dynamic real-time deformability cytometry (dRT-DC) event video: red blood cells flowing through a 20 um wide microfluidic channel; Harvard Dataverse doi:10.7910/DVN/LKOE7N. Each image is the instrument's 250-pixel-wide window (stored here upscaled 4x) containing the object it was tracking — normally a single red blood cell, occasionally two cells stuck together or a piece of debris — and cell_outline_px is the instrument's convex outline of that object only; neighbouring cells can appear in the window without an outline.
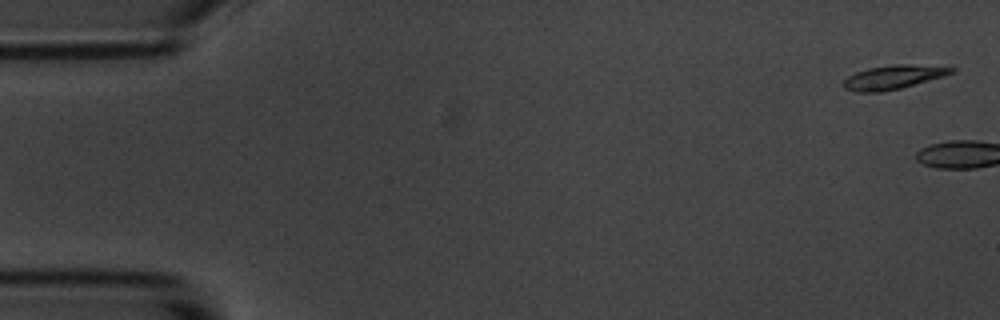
{"species": "common noctule bat (a hibernating species)", "species_latin": "Nyctalus noctula", "temperature_condition": "room temperature", "stored_images_in_passage": 6, "camera_frame_rate_fps": 3000, "um_per_image_px": 0.085, "animal": {"sex": "male", "body_mass_g": 20.1, "forearm_length_mm": 53.5}, "frame": {"image": 1, "passage_image": 1, "time_ms": 0.0, "image_size_px": [1000, 320], "cell_outline_px": [[956, 72], [944, 76], [900, 88], [880, 92], [860, 92], [844, 88], [844, 80], [848, 76], [856, 72], [868, 68], [896, 64], [912, 64], [956, 68]], "centroid_in_image_um": [75.95, 6.55], "position_along_channel_um": 9.0, "area_um2": 14.85}}
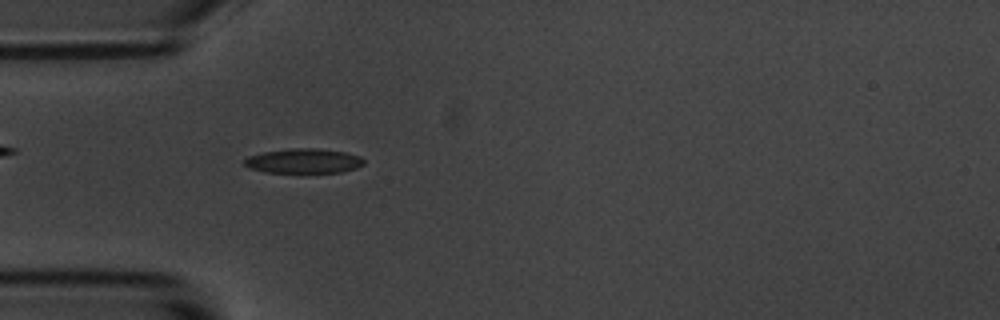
{"frame": {"image": 2, "passage_image": 6, "time_ms": 6.0, "image_size_px": [1000, 320], "cell_outline_px": [[364, 164], [356, 168], [344, 172], [304, 176], [264, 172], [248, 168], [244, 164], [244, 160], [248, 156], [264, 152], [292, 148], [320, 148], [344, 152], [360, 156], [364, 160]], "centroid_in_image_um": [25.82, 13.74], "position_along_channel_um": 59.2, "area_um2": 18.32}}